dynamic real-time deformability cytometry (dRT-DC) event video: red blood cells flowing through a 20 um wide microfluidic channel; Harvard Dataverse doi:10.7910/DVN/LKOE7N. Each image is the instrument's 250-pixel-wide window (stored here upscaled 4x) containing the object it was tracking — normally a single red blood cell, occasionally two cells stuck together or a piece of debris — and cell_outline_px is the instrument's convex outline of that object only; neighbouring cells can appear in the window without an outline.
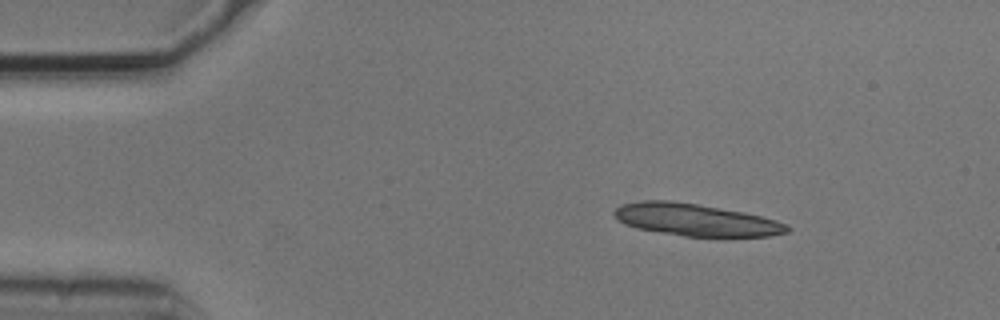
{"species": "common noctule bat (a hibernating species)", "species_latin": "Nyctalus noctula", "temperature_condition": "cold", "stored_images_in_passage": 4, "camera_frame_rate_fps": 3000, "um_per_image_px": 0.085, "animal": {"sex": "male", "body_mass_g": 20.5, "forearm_length_mm": 52.5}, "frame": {"image": 1, "passage_image": 1, "time_ms": 0.0, "image_size_px": [1000, 320], "cell_outline_px": [[792, 228], [788, 232], [768, 236], [684, 236], [636, 228], [624, 224], [612, 212], [616, 208], [624, 204], [644, 200], [668, 200], [696, 204], [744, 212], [776, 220], [788, 224]], "centroid_in_image_um": [59.16, 18.68], "position_along_channel_um": 25.8, "area_um2": 32.08}}
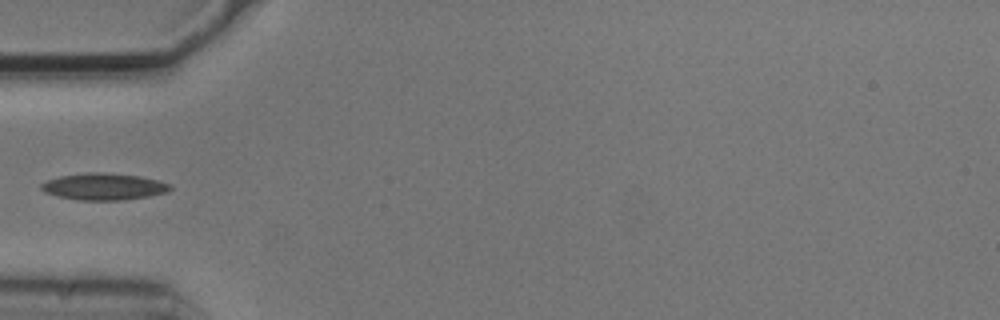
{"frame": {"image": 2, "passage_image": 4, "time_ms": 1.0, "image_size_px": [1000, 320], "cell_outline_px": [[172, 188], [168, 192], [148, 196], [120, 200], [76, 200], [44, 192], [40, 188], [40, 184], [48, 180], [60, 176], [88, 172], [104, 172], [140, 176], [160, 180], [172, 184]], "centroid_in_image_um": [8.86, 15.85], "position_along_channel_um": 76.1, "area_um2": 20.17}}